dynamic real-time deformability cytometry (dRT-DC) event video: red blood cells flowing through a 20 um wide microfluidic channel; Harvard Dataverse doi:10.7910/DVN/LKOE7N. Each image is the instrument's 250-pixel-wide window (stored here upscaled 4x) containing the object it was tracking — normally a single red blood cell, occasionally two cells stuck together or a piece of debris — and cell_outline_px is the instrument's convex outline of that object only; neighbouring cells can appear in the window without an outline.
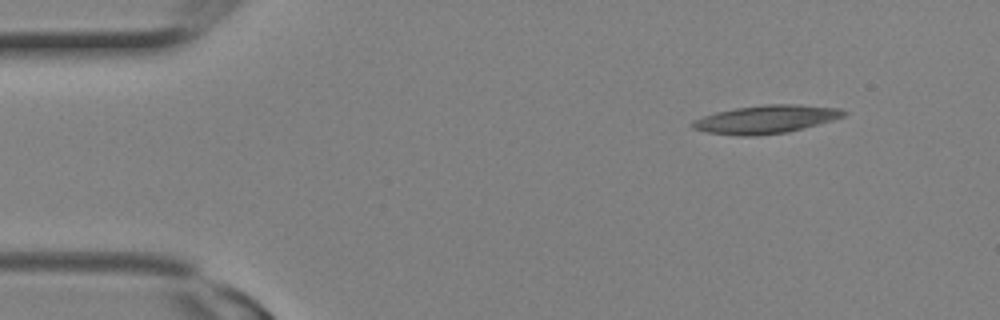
{"species": "Egyptian fruit bat (a non-hibernating species)", "species_latin": "Rousettus aegyptiacus", "temperature_condition": "room temperature", "stored_images_in_passage": 12, "camera_frame_rate_fps": 3000, "um_per_image_px": 0.085, "animal": {"sex": "female"}, "frame": {"image": 1, "passage_image": 1, "time_ms": 0.0, "image_size_px": [1000, 320], "cell_outline_px": [[848, 112], [844, 116], [832, 120], [804, 128], [788, 132], [752, 136], [740, 136], [708, 132], [692, 128], [692, 120], [716, 112], [736, 108], [764, 104], [796, 104], [840, 108]], "centroid_in_image_um": [65.12, 10.14], "position_along_channel_um": 19.9, "area_um2": 24.74}}
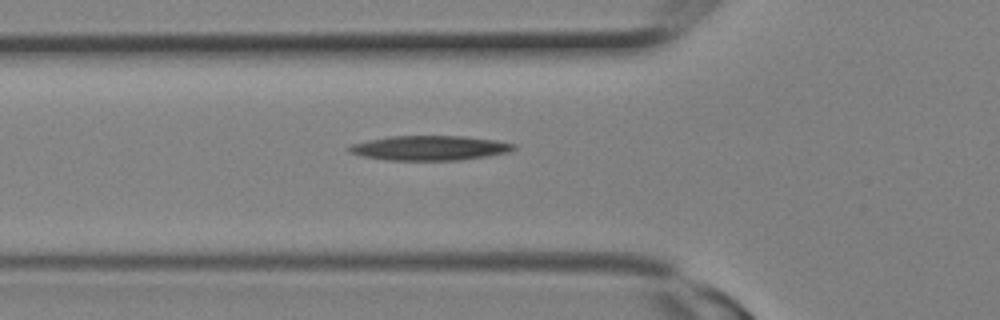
{"frame": {"image": 2, "passage_image": 7, "time_ms": 2.0, "image_size_px": [1000, 320], "cell_outline_px": [[516, 148], [508, 152], [488, 156], [460, 160], [388, 160], [360, 156], [348, 152], [348, 148], [352, 144], [368, 140], [388, 136], [464, 136], [496, 140], [516, 144]], "centroid_in_image_um": [36.52, 12.58], "position_along_channel_um": 89.3, "area_um2": 23.76}}
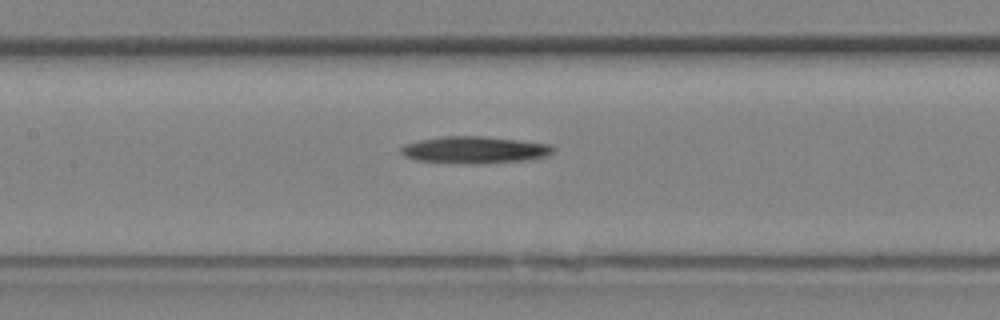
{"frame": {"image": 3, "passage_image": 10, "time_ms": 3.0, "image_size_px": [1000, 320], "cell_outline_px": [[556, 148], [548, 156], [524, 160], [480, 164], [416, 160], [404, 156], [400, 152], [400, 148], [404, 144], [420, 140], [444, 136], [484, 136], [520, 140], [552, 144]], "centroid_in_image_um": [40.37, 12.73], "position_along_channel_um": 167.0, "area_um2": 23.93}}